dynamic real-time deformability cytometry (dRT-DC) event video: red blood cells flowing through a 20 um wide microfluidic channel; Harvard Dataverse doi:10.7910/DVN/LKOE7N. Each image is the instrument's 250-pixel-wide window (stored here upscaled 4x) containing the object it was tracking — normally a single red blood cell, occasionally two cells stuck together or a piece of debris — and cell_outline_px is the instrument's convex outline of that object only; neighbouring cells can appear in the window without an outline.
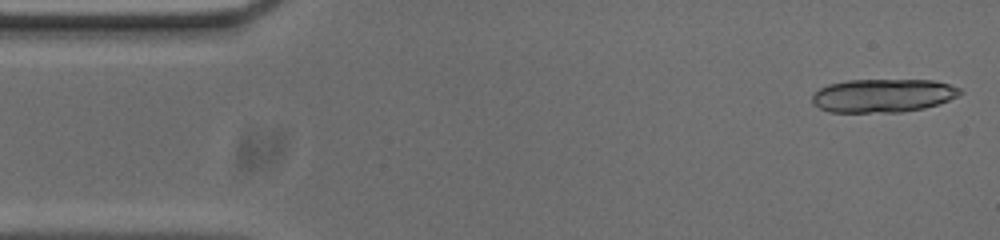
{"species": "common noctule bat (a hibernating species)", "species_latin": "Nyctalus noctula", "temperature_condition": "cold", "stored_images_in_passage": 15, "camera_frame_rate_fps": 3000, "um_per_image_px": 0.085, "animal": {"sex": "male", "body_mass_g": 20.0, "forearm_length_mm": 53.3}, "frame": {"image": 1, "passage_image": 1, "time_ms": 0.0, "image_size_px": [1000, 240], "cell_outline_px": [[964, 92], [948, 100], [924, 108], [900, 112], [828, 112], [812, 104], [812, 96], [820, 88], [828, 84], [848, 80], [932, 80], [948, 84], [960, 88]], "centroid_in_image_um": [75.02, 8.12], "position_along_channel_um": 10.0, "area_um2": 28.73}}